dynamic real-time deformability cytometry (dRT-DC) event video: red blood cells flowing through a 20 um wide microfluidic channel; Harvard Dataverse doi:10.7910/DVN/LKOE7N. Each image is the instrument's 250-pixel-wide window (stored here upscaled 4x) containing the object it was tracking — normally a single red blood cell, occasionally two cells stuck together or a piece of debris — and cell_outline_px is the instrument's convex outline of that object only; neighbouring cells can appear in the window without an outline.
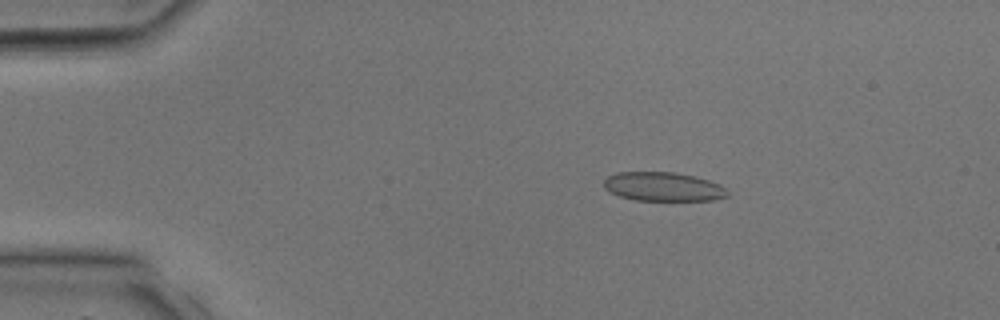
{"species": "common noctule bat (a hibernating species)", "species_latin": "Nyctalus noctula", "temperature_condition": "room temperature", "stored_images_in_passage": 33, "camera_frame_rate_fps": 3000, "um_per_image_px": 0.085, "animal": {"sex": "male", "body_mass_g": 17.9, "forearm_length_mm": 54.2}, "frame": {"image": 1, "passage_image": 6, "time_ms": 1.667, "image_size_px": [1000, 320], "cell_outline_px": [[728, 196], [716, 200], [632, 200], [608, 192], [604, 188], [604, 180], [608, 176], [616, 172], [676, 172], [696, 176], [720, 184], [728, 192]], "centroid_in_image_um": [56.36, 15.86], "position_along_channel_um": 28.6, "area_um2": 21.04}}
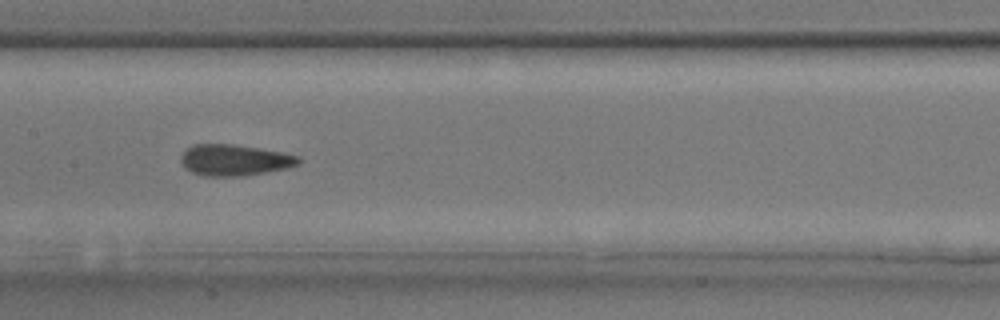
{"frame": {"image": 2, "passage_image": 17, "time_ms": 5.333, "image_size_px": [1000, 320], "cell_outline_px": [[304, 160], [300, 164], [288, 168], [244, 176], [204, 176], [192, 172], [184, 168], [180, 160], [180, 156], [192, 144], [232, 144], [260, 148], [284, 152], [300, 156]], "centroid_in_image_um": [19.98, 13.61], "position_along_channel_um": 187.4, "area_um2": 21.73}}
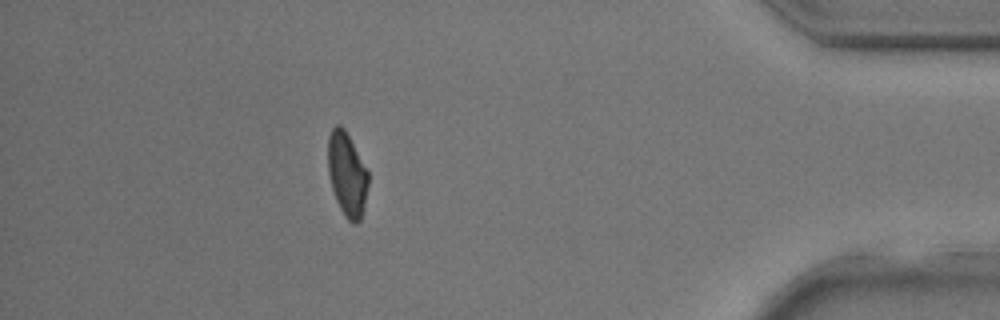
{"frame": {"image": 3, "passage_image": 30, "time_ms": 9.667, "image_size_px": [1000, 320], "cell_outline_px": [[368, 184], [364, 204], [360, 220], [356, 224], [352, 224], [344, 216], [336, 200], [332, 188], [328, 172], [328, 136], [332, 128], [336, 124], [340, 124], [344, 128], [368, 172]], "centroid_in_image_um": [29.48, 14.82], "position_along_channel_um": 405.7, "area_um2": 19.48}}